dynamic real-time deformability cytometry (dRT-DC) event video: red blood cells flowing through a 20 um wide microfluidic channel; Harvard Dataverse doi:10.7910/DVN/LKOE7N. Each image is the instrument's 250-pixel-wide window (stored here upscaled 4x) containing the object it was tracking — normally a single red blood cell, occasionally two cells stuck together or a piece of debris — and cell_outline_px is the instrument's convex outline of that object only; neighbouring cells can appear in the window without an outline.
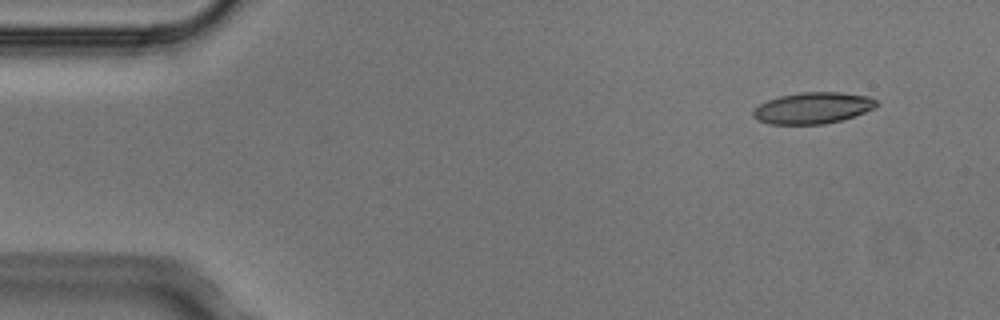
{"species": "Egyptian fruit bat (a non-hibernating species)", "species_latin": "Rousettus aegyptiacus", "temperature_condition": "cold", "stored_images_in_passage": 5, "camera_frame_rate_fps": 3000, "um_per_image_px": 0.085, "animal": {"sex": "male"}, "frame": {"image": 1, "passage_image": 1, "time_ms": 0.0, "image_size_px": [1000, 320], "cell_outline_px": [[880, 104], [864, 112], [840, 120], [824, 124], [772, 124], [756, 120], [752, 116], [752, 112], [760, 104], [768, 100], [780, 96], [800, 92], [840, 92], [868, 96], [876, 100]], "centroid_in_image_um": [69.07, 9.17], "position_along_channel_um": 15.9, "area_um2": 22.37}}
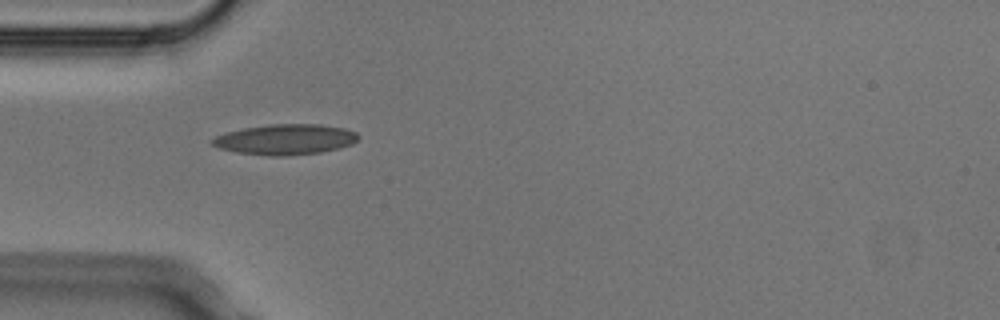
{"frame": {"image": 2, "passage_image": 4, "time_ms": 1.0, "image_size_px": [1000, 320], "cell_outline_px": [[360, 136], [352, 144], [320, 152], [288, 156], [268, 156], [236, 152], [220, 148], [212, 144], [208, 140], [216, 136], [228, 132], [244, 128], [268, 124], [320, 124], [344, 128], [356, 132]], "centroid_in_image_um": [24.24, 11.85], "position_along_channel_um": 60.8, "area_um2": 25.89}}
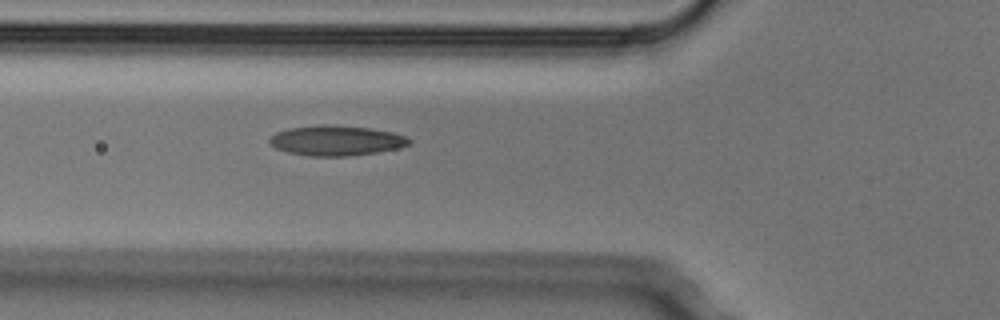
{"frame": {"image": 3, "passage_image": 5, "time_ms": 1.333, "image_size_px": [1000, 320], "cell_outline_px": [[412, 140], [408, 144], [396, 148], [376, 152], [348, 156], [308, 156], [288, 152], [276, 148], [268, 140], [276, 132], [288, 128], [320, 124], [328, 124], [372, 128], [392, 132], [408, 136]], "centroid_in_image_um": [28.58, 11.93], "position_along_channel_um": 97.2, "area_um2": 24.51}}